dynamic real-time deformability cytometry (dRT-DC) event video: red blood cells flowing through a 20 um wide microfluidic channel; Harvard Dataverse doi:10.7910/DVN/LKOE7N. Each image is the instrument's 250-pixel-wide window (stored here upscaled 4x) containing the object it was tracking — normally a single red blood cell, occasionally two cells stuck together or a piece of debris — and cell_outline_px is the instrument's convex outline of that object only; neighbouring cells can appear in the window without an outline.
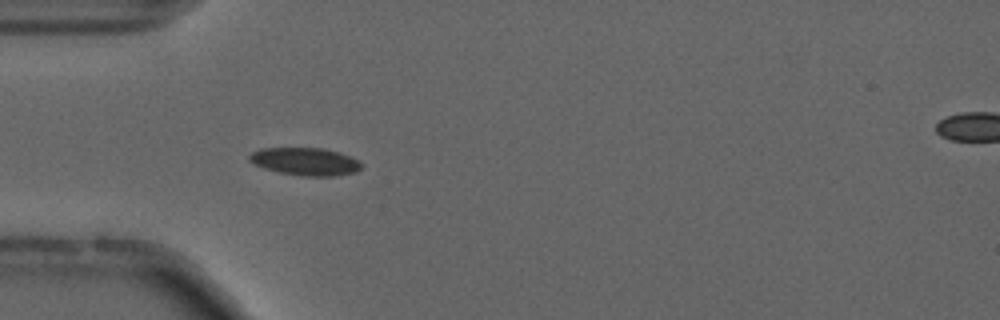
{"species": "common noctule bat (a hibernating species)", "species_latin": "Nyctalus noctula", "temperature_condition": "cold", "stored_images_in_passage": 47, "camera_frame_rate_fps": 3000, "um_per_image_px": 0.085, "animal": {"sex": "male", "forearm_length_mm": 52.5}, "frame": {"image": 1, "passage_image": 8, "time_ms": 2.333, "image_size_px": [1000, 320], "cell_outline_px": [[364, 164], [356, 172], [336, 176], [300, 176], [280, 172], [264, 168], [248, 160], [248, 156], [252, 152], [260, 148], [320, 148], [336, 152], [348, 156]], "centroid_in_image_um": [25.93, 13.73], "position_along_channel_um": 59.1, "area_um2": 17.92}, "authors_computed_cell_mechanics": {"area_um2": 17.1088, "velocity_mm_per_s": 3.7083, "shape_relaxation_time_tau1_ms": null, "shape_relaxation_time_tau2_ms": 2.1307, "deformation_change_tau1": null, "deformation_change_tau2": 0.0591}}